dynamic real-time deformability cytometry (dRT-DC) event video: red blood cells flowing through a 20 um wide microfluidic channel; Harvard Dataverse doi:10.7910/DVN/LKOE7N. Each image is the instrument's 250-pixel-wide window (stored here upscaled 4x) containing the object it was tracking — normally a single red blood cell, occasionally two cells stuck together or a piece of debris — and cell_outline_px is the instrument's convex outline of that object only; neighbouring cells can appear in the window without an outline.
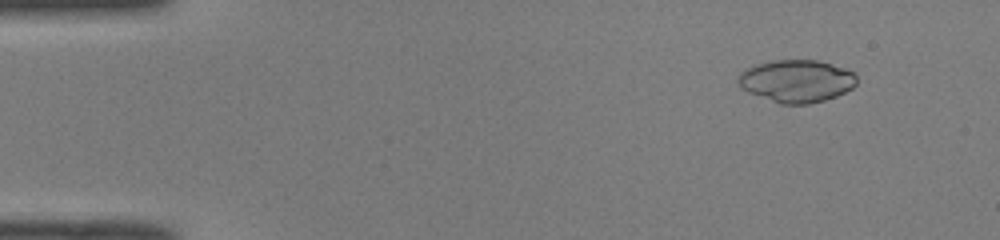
{"species": "common noctule bat (a hibernating species)", "species_latin": "Nyctalus noctula", "temperature_condition": "room temperature", "stored_images_in_passage": 51, "camera_frame_rate_fps": 3000, "um_per_image_px": 0.085, "animal": {"sex": "male", "body_mass_g": 19.0, "forearm_length_mm": 50.8}, "frame": {"image": 1, "passage_image": 6, "time_ms": 1.667, "image_size_px": [1000, 240], "cell_outline_px": [[856, 84], [852, 88], [836, 96], [824, 100], [808, 104], [780, 104], [748, 92], [740, 88], [736, 80], [740, 72], [756, 64], [776, 60], [816, 60], [832, 64], [844, 68], [852, 72], [856, 76]], "centroid_in_image_um": [67.68, 6.89], "position_along_channel_um": 17.3, "area_um2": 29.3}}